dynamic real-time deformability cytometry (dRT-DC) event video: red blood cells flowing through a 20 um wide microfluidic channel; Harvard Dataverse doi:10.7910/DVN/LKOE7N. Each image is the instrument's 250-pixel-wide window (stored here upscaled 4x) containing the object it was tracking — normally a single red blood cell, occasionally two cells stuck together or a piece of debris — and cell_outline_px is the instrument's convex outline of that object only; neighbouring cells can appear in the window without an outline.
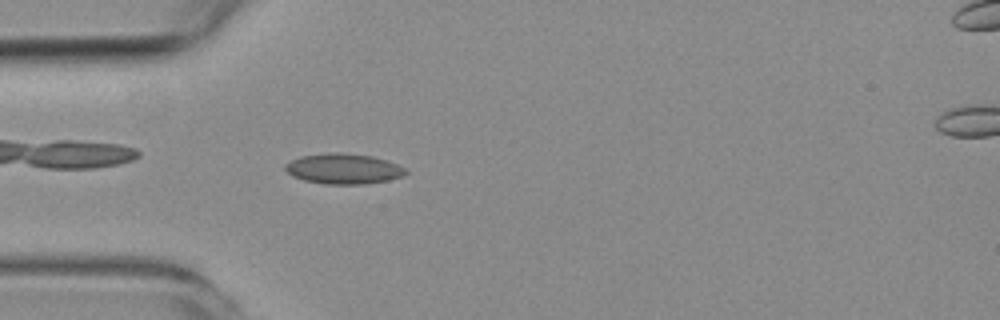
{"species": "common noctule bat (a hibernating species)", "species_latin": "Nyctalus noctula", "temperature_condition": "room temperature", "stored_images_in_passage": 44, "camera_frame_rate_fps": 3000, "um_per_image_px": 0.085, "animal": {"sex": "female", "body_mass_g": 19.3, "forearm_length_mm": 54.1}, "frame": {"image": 1, "passage_image": 8, "time_ms": 2.333, "image_size_px": [1000, 320], "cell_outline_px": [[408, 172], [404, 176], [388, 180], [364, 184], [324, 184], [304, 180], [292, 176], [284, 168], [284, 164], [300, 156], [336, 152], [340, 152], [372, 156], [388, 160], [404, 168]], "centroid_in_image_um": [29.2, 14.35], "position_along_channel_um": 55.8, "area_um2": 21.33}}
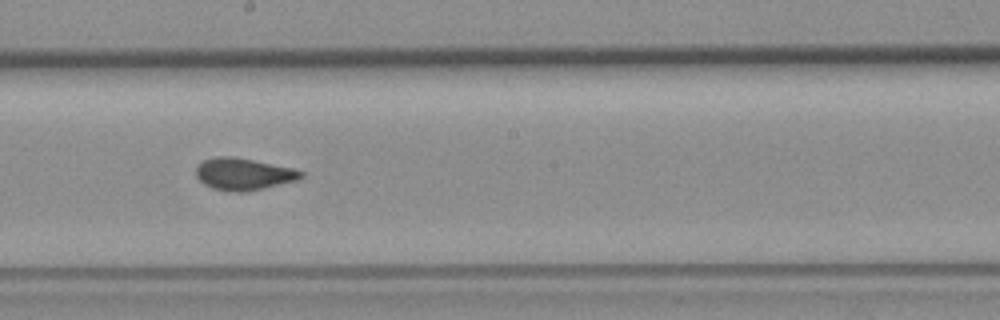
{"frame": {"image": 2, "passage_image": 22, "time_ms": 7.0, "image_size_px": [1000, 320], "cell_outline_px": [[304, 176], [296, 180], [248, 192], [236, 192], [212, 188], [204, 184], [196, 176], [196, 168], [204, 160], [216, 156], [228, 156], [252, 160], [292, 168], [304, 172]], "centroid_in_image_um": [20.69, 14.8], "position_along_channel_um": 227.5, "area_um2": 19.31}}
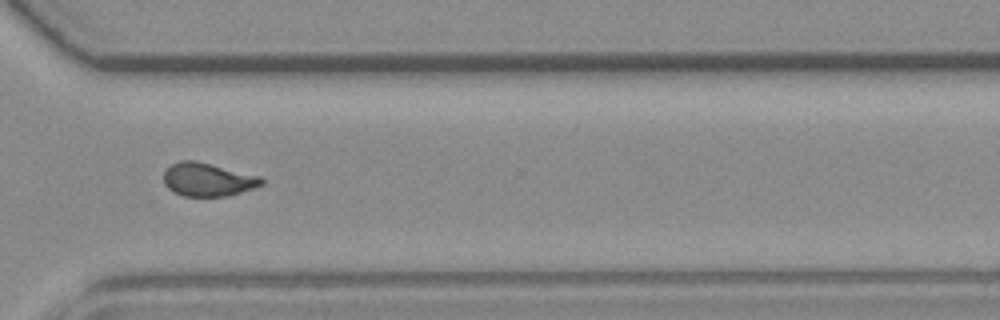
{"frame": {"image": 3, "passage_image": 32, "time_ms": 10.333, "image_size_px": [1000, 320], "cell_outline_px": [[264, 184], [228, 196], [184, 196], [172, 192], [164, 184], [164, 172], [172, 164], [180, 160], [192, 160], [260, 176], [264, 180]], "centroid_in_image_um": [17.64, 15.27], "position_along_channel_um": 353.0, "area_um2": 18.79}}